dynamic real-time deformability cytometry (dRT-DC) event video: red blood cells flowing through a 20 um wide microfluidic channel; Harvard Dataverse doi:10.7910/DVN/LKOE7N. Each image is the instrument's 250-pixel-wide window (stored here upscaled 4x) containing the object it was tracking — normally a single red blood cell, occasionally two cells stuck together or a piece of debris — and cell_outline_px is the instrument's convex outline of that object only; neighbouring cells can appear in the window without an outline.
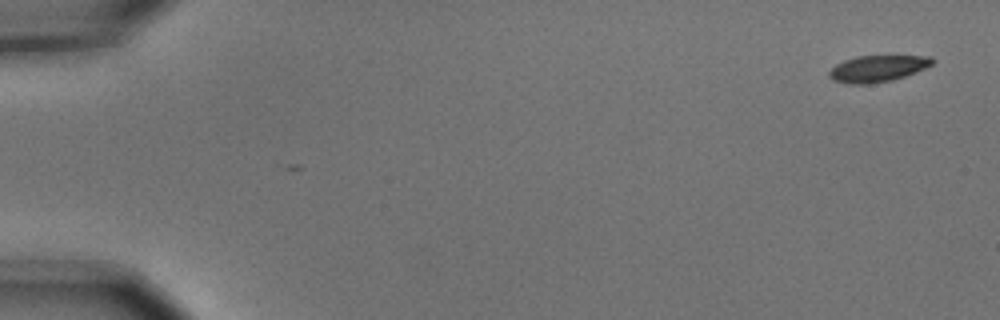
{"species": "common noctule bat (a hibernating species)", "species_latin": "Nyctalus noctula", "temperature_condition": "cold", "stored_images_in_passage": 2, "camera_frame_rate_fps": 3000, "um_per_image_px": 0.085, "animal": {"sex": "male", "body_mass_g": 15.6}, "frame": {"image": 1, "passage_image": 2, "time_ms": 0.333, "image_size_px": [1000, 320], "cell_outline_px": [[936, 60], [932, 64], [916, 72], [892, 80], [868, 84], [852, 84], [832, 80], [828, 76], [828, 72], [836, 64], [844, 60], [856, 56], [932, 56]], "centroid_in_image_um": [74.59, 5.82], "position_along_channel_um": 10.4, "area_um2": 15.9}}